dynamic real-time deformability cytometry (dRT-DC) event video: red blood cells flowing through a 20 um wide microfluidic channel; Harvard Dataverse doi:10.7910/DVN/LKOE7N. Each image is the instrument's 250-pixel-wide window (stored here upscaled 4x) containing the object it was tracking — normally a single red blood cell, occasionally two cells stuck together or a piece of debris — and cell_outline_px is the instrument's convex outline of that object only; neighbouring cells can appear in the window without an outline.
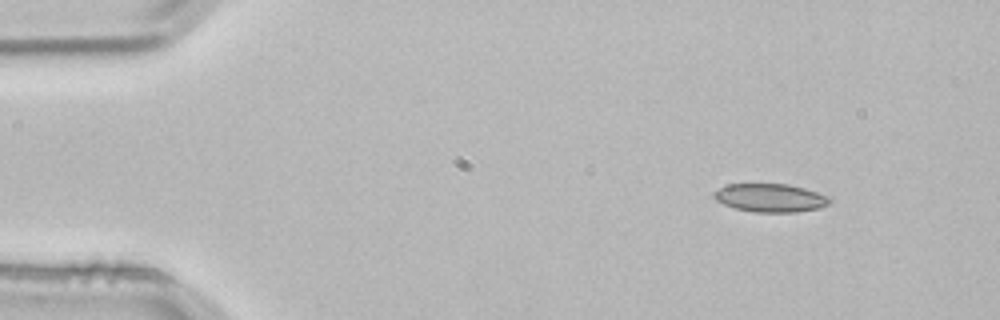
{"species": "common noctule bat (a hibernating species)", "species_latin": "Nyctalus noctula", "temperature_condition": "room temperature", "stored_images_in_passage": 5, "segment_of_instrument_passage": [2, 2], "camera_frame_rate_fps": 3000, "um_per_image_px": 0.085, "animal": {"sex": "male", "body_mass_g": 21.5, "forearm_length_mm": 52.0}, "frame": {"image": 1, "passage_image": 5, "time_ms": 1.333, "image_size_px": [1000, 320], "cell_outline_px": [[832, 200], [828, 204], [820, 208], [796, 212], [752, 212], [736, 208], [724, 204], [716, 200], [712, 196], [712, 192], [728, 184], [788, 184], [804, 188], [832, 196]], "centroid_in_image_um": [65.51, 16.81], "position_along_channel_um": 19.5, "area_um2": 19.25}}